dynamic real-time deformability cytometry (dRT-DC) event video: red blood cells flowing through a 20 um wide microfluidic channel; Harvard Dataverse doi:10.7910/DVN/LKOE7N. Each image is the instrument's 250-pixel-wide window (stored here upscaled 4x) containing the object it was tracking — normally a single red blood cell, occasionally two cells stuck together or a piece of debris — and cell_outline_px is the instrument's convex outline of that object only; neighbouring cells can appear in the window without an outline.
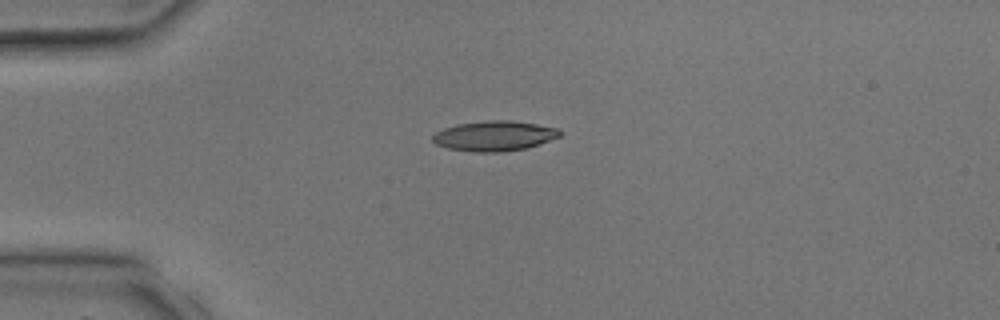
{"species": "common noctule bat (a hibernating species)", "species_latin": "Nyctalus noctula", "temperature_condition": "room temperature", "stored_images_in_passage": 1, "camera_frame_rate_fps": 3000, "um_per_image_px": 0.085, "animal": {"sex": "male", "body_mass_g": 17.9, "forearm_length_mm": 54.2}, "frame": {"image": 1, "passage_image": 1, "time_ms": 0.0, "image_size_px": [1000, 320], "cell_outline_px": [[564, 132], [560, 136], [528, 148], [500, 152], [472, 152], [448, 148], [436, 144], [432, 140], [432, 136], [436, 132], [444, 128], [456, 124], [488, 120], [512, 120], [536, 124], [556, 128]], "centroid_in_image_um": [42.02, 11.55], "position_along_channel_um": 43.0, "area_um2": 22.37}}